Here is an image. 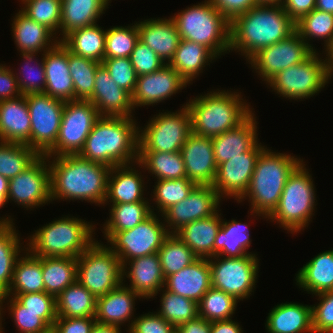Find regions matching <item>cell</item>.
I'll list each match as a JSON object with an SVG mask.
<instances>
[{"label":"cell","mask_w":333,"mask_h":333,"mask_svg":"<svg viewBox=\"0 0 333 333\" xmlns=\"http://www.w3.org/2000/svg\"><path fill=\"white\" fill-rule=\"evenodd\" d=\"M54 158V159H53ZM50 167L51 201L85 200L103 205L111 168L77 155L52 157Z\"/></svg>","instance_id":"obj_1"},{"label":"cell","mask_w":333,"mask_h":333,"mask_svg":"<svg viewBox=\"0 0 333 333\" xmlns=\"http://www.w3.org/2000/svg\"><path fill=\"white\" fill-rule=\"evenodd\" d=\"M296 30L281 4L256 5L230 22V50L247 61L262 48L278 43Z\"/></svg>","instance_id":"obj_2"},{"label":"cell","mask_w":333,"mask_h":333,"mask_svg":"<svg viewBox=\"0 0 333 333\" xmlns=\"http://www.w3.org/2000/svg\"><path fill=\"white\" fill-rule=\"evenodd\" d=\"M133 118L101 116L78 155L110 168L136 163L139 156V126H136Z\"/></svg>","instance_id":"obj_3"},{"label":"cell","mask_w":333,"mask_h":333,"mask_svg":"<svg viewBox=\"0 0 333 333\" xmlns=\"http://www.w3.org/2000/svg\"><path fill=\"white\" fill-rule=\"evenodd\" d=\"M302 162L301 158L265 147L256 161L249 187L238 202L249 197L251 215L268 218L279 203L288 177Z\"/></svg>","instance_id":"obj_4"},{"label":"cell","mask_w":333,"mask_h":333,"mask_svg":"<svg viewBox=\"0 0 333 333\" xmlns=\"http://www.w3.org/2000/svg\"><path fill=\"white\" fill-rule=\"evenodd\" d=\"M217 90L196 96L185 104L194 134L213 138L237 127L253 112L240 93Z\"/></svg>","instance_id":"obj_5"},{"label":"cell","mask_w":333,"mask_h":333,"mask_svg":"<svg viewBox=\"0 0 333 333\" xmlns=\"http://www.w3.org/2000/svg\"><path fill=\"white\" fill-rule=\"evenodd\" d=\"M85 221L74 216L56 219L30 236L26 250L39 257L77 258L95 242L94 225Z\"/></svg>","instance_id":"obj_6"},{"label":"cell","mask_w":333,"mask_h":333,"mask_svg":"<svg viewBox=\"0 0 333 333\" xmlns=\"http://www.w3.org/2000/svg\"><path fill=\"white\" fill-rule=\"evenodd\" d=\"M174 15L181 39L207 47L217 58L230 52V22L209 0Z\"/></svg>","instance_id":"obj_7"},{"label":"cell","mask_w":333,"mask_h":333,"mask_svg":"<svg viewBox=\"0 0 333 333\" xmlns=\"http://www.w3.org/2000/svg\"><path fill=\"white\" fill-rule=\"evenodd\" d=\"M302 162L288 177L279 203L268 217L280 228L294 234L309 225L315 211V188L311 174Z\"/></svg>","instance_id":"obj_8"},{"label":"cell","mask_w":333,"mask_h":333,"mask_svg":"<svg viewBox=\"0 0 333 333\" xmlns=\"http://www.w3.org/2000/svg\"><path fill=\"white\" fill-rule=\"evenodd\" d=\"M77 281L96 298L123 283V266L107 245L95 242L77 257Z\"/></svg>","instance_id":"obj_9"},{"label":"cell","mask_w":333,"mask_h":333,"mask_svg":"<svg viewBox=\"0 0 333 333\" xmlns=\"http://www.w3.org/2000/svg\"><path fill=\"white\" fill-rule=\"evenodd\" d=\"M319 57V53L314 51L303 62L280 71L266 84L288 99L302 100L317 95L331 79L327 57L325 60Z\"/></svg>","instance_id":"obj_10"},{"label":"cell","mask_w":333,"mask_h":333,"mask_svg":"<svg viewBox=\"0 0 333 333\" xmlns=\"http://www.w3.org/2000/svg\"><path fill=\"white\" fill-rule=\"evenodd\" d=\"M144 127H139V152H177L191 133L190 112L183 104L178 112H159Z\"/></svg>","instance_id":"obj_11"},{"label":"cell","mask_w":333,"mask_h":333,"mask_svg":"<svg viewBox=\"0 0 333 333\" xmlns=\"http://www.w3.org/2000/svg\"><path fill=\"white\" fill-rule=\"evenodd\" d=\"M100 117L89 100L66 101L55 146L45 156L51 159L53 156L79 154Z\"/></svg>","instance_id":"obj_12"},{"label":"cell","mask_w":333,"mask_h":333,"mask_svg":"<svg viewBox=\"0 0 333 333\" xmlns=\"http://www.w3.org/2000/svg\"><path fill=\"white\" fill-rule=\"evenodd\" d=\"M256 256L247 254L235 258H221L216 255L208 258L212 287L224 291L238 301L248 299L254 292L259 272V259Z\"/></svg>","instance_id":"obj_13"},{"label":"cell","mask_w":333,"mask_h":333,"mask_svg":"<svg viewBox=\"0 0 333 333\" xmlns=\"http://www.w3.org/2000/svg\"><path fill=\"white\" fill-rule=\"evenodd\" d=\"M169 234L165 224L154 212L134 228L115 232L107 242L123 266L134 258L158 253Z\"/></svg>","instance_id":"obj_14"},{"label":"cell","mask_w":333,"mask_h":333,"mask_svg":"<svg viewBox=\"0 0 333 333\" xmlns=\"http://www.w3.org/2000/svg\"><path fill=\"white\" fill-rule=\"evenodd\" d=\"M26 101L31 118V149L46 155L55 146L65 102L44 93L27 95Z\"/></svg>","instance_id":"obj_15"},{"label":"cell","mask_w":333,"mask_h":333,"mask_svg":"<svg viewBox=\"0 0 333 333\" xmlns=\"http://www.w3.org/2000/svg\"><path fill=\"white\" fill-rule=\"evenodd\" d=\"M313 52L295 30L278 43L259 50L248 62L267 83L280 71L303 62Z\"/></svg>","instance_id":"obj_16"},{"label":"cell","mask_w":333,"mask_h":333,"mask_svg":"<svg viewBox=\"0 0 333 333\" xmlns=\"http://www.w3.org/2000/svg\"><path fill=\"white\" fill-rule=\"evenodd\" d=\"M48 157L40 155L20 174L9 179L7 199L22 208H37L51 203L50 167Z\"/></svg>","instance_id":"obj_17"},{"label":"cell","mask_w":333,"mask_h":333,"mask_svg":"<svg viewBox=\"0 0 333 333\" xmlns=\"http://www.w3.org/2000/svg\"><path fill=\"white\" fill-rule=\"evenodd\" d=\"M221 201L212 185H196L188 197L171 205L160 215L166 222L168 232L175 234L190 222L215 215Z\"/></svg>","instance_id":"obj_18"},{"label":"cell","mask_w":333,"mask_h":333,"mask_svg":"<svg viewBox=\"0 0 333 333\" xmlns=\"http://www.w3.org/2000/svg\"><path fill=\"white\" fill-rule=\"evenodd\" d=\"M260 144L257 143L252 149L242 153V156H235L217 166L212 186L220 198L233 197L238 202L245 195L256 161L265 148Z\"/></svg>","instance_id":"obj_19"},{"label":"cell","mask_w":333,"mask_h":333,"mask_svg":"<svg viewBox=\"0 0 333 333\" xmlns=\"http://www.w3.org/2000/svg\"><path fill=\"white\" fill-rule=\"evenodd\" d=\"M187 82L169 64H165L156 72L137 77L136 86L131 95L135 109L157 104L167 100L173 94L187 87Z\"/></svg>","instance_id":"obj_20"},{"label":"cell","mask_w":333,"mask_h":333,"mask_svg":"<svg viewBox=\"0 0 333 333\" xmlns=\"http://www.w3.org/2000/svg\"><path fill=\"white\" fill-rule=\"evenodd\" d=\"M180 152L187 178L197 185H212L217 172L212 138L191 132Z\"/></svg>","instance_id":"obj_21"},{"label":"cell","mask_w":333,"mask_h":333,"mask_svg":"<svg viewBox=\"0 0 333 333\" xmlns=\"http://www.w3.org/2000/svg\"><path fill=\"white\" fill-rule=\"evenodd\" d=\"M88 100L100 116L133 117L131 95L116 85L102 64L96 70L93 93Z\"/></svg>","instance_id":"obj_22"},{"label":"cell","mask_w":333,"mask_h":333,"mask_svg":"<svg viewBox=\"0 0 333 333\" xmlns=\"http://www.w3.org/2000/svg\"><path fill=\"white\" fill-rule=\"evenodd\" d=\"M42 55L46 75L44 94L64 102L74 100V84L68 66V48L58 41Z\"/></svg>","instance_id":"obj_23"},{"label":"cell","mask_w":333,"mask_h":333,"mask_svg":"<svg viewBox=\"0 0 333 333\" xmlns=\"http://www.w3.org/2000/svg\"><path fill=\"white\" fill-rule=\"evenodd\" d=\"M122 276L123 281L124 276L130 279V285L125 286L129 287L143 299L157 296L158 291L165 284V277L162 272L158 253L137 257L126 262L123 265Z\"/></svg>","instance_id":"obj_24"},{"label":"cell","mask_w":333,"mask_h":333,"mask_svg":"<svg viewBox=\"0 0 333 333\" xmlns=\"http://www.w3.org/2000/svg\"><path fill=\"white\" fill-rule=\"evenodd\" d=\"M141 297L126 287L124 282L107 294L100 296L96 300L95 320L100 324H108L121 328L125 322L129 321L128 330L131 328L135 317V300ZM134 309V310H133Z\"/></svg>","instance_id":"obj_25"},{"label":"cell","mask_w":333,"mask_h":333,"mask_svg":"<svg viewBox=\"0 0 333 333\" xmlns=\"http://www.w3.org/2000/svg\"><path fill=\"white\" fill-rule=\"evenodd\" d=\"M0 141L31 148V118L26 96L0 100Z\"/></svg>","instance_id":"obj_26"},{"label":"cell","mask_w":333,"mask_h":333,"mask_svg":"<svg viewBox=\"0 0 333 333\" xmlns=\"http://www.w3.org/2000/svg\"><path fill=\"white\" fill-rule=\"evenodd\" d=\"M212 287L208 258H198L192 264L165 279L164 288L199 303Z\"/></svg>","instance_id":"obj_27"},{"label":"cell","mask_w":333,"mask_h":333,"mask_svg":"<svg viewBox=\"0 0 333 333\" xmlns=\"http://www.w3.org/2000/svg\"><path fill=\"white\" fill-rule=\"evenodd\" d=\"M257 137V122L253 112L237 127L213 137L217 166L252 149L259 142Z\"/></svg>","instance_id":"obj_28"},{"label":"cell","mask_w":333,"mask_h":333,"mask_svg":"<svg viewBox=\"0 0 333 333\" xmlns=\"http://www.w3.org/2000/svg\"><path fill=\"white\" fill-rule=\"evenodd\" d=\"M137 27L139 40L155 51L164 63L168 64L181 40L175 21L171 17L169 19L151 18L137 22Z\"/></svg>","instance_id":"obj_29"},{"label":"cell","mask_w":333,"mask_h":333,"mask_svg":"<svg viewBox=\"0 0 333 333\" xmlns=\"http://www.w3.org/2000/svg\"><path fill=\"white\" fill-rule=\"evenodd\" d=\"M134 164L118 165L111 168L104 205H107V202L122 204L148 201L145 200L147 198L143 197L145 190L143 175L141 176V171L139 172L135 167L132 168V166H136Z\"/></svg>","instance_id":"obj_30"},{"label":"cell","mask_w":333,"mask_h":333,"mask_svg":"<svg viewBox=\"0 0 333 333\" xmlns=\"http://www.w3.org/2000/svg\"><path fill=\"white\" fill-rule=\"evenodd\" d=\"M265 327L269 333H314L312 305L295 302L277 304L268 313Z\"/></svg>","instance_id":"obj_31"},{"label":"cell","mask_w":333,"mask_h":333,"mask_svg":"<svg viewBox=\"0 0 333 333\" xmlns=\"http://www.w3.org/2000/svg\"><path fill=\"white\" fill-rule=\"evenodd\" d=\"M11 28L20 54L44 53L58 42L59 37L53 36L48 28L29 18L21 10L14 16Z\"/></svg>","instance_id":"obj_32"},{"label":"cell","mask_w":333,"mask_h":333,"mask_svg":"<svg viewBox=\"0 0 333 333\" xmlns=\"http://www.w3.org/2000/svg\"><path fill=\"white\" fill-rule=\"evenodd\" d=\"M222 224L219 211L208 218L190 222L175 235L185 243L198 258L214 257V243Z\"/></svg>","instance_id":"obj_33"},{"label":"cell","mask_w":333,"mask_h":333,"mask_svg":"<svg viewBox=\"0 0 333 333\" xmlns=\"http://www.w3.org/2000/svg\"><path fill=\"white\" fill-rule=\"evenodd\" d=\"M108 0H61L60 37L62 41L74 30L93 25L105 13Z\"/></svg>","instance_id":"obj_34"},{"label":"cell","mask_w":333,"mask_h":333,"mask_svg":"<svg viewBox=\"0 0 333 333\" xmlns=\"http://www.w3.org/2000/svg\"><path fill=\"white\" fill-rule=\"evenodd\" d=\"M296 285L308 294L333 290V249L313 257L296 274Z\"/></svg>","instance_id":"obj_35"},{"label":"cell","mask_w":333,"mask_h":333,"mask_svg":"<svg viewBox=\"0 0 333 333\" xmlns=\"http://www.w3.org/2000/svg\"><path fill=\"white\" fill-rule=\"evenodd\" d=\"M217 57L205 46L181 39L173 58L168 63L190 84L206 65Z\"/></svg>","instance_id":"obj_36"},{"label":"cell","mask_w":333,"mask_h":333,"mask_svg":"<svg viewBox=\"0 0 333 333\" xmlns=\"http://www.w3.org/2000/svg\"><path fill=\"white\" fill-rule=\"evenodd\" d=\"M250 237L246 223H240L235 219L229 222L222 219L221 228L215 238L214 256L235 258L247 254L256 255L248 251L251 245Z\"/></svg>","instance_id":"obj_37"},{"label":"cell","mask_w":333,"mask_h":333,"mask_svg":"<svg viewBox=\"0 0 333 333\" xmlns=\"http://www.w3.org/2000/svg\"><path fill=\"white\" fill-rule=\"evenodd\" d=\"M26 253L15 263L12 281L6 296L16 297L19 294L44 291L41 257L34 256L27 250Z\"/></svg>","instance_id":"obj_38"},{"label":"cell","mask_w":333,"mask_h":333,"mask_svg":"<svg viewBox=\"0 0 333 333\" xmlns=\"http://www.w3.org/2000/svg\"><path fill=\"white\" fill-rule=\"evenodd\" d=\"M44 291L57 297L77 281V258L41 257Z\"/></svg>","instance_id":"obj_39"},{"label":"cell","mask_w":333,"mask_h":333,"mask_svg":"<svg viewBox=\"0 0 333 333\" xmlns=\"http://www.w3.org/2000/svg\"><path fill=\"white\" fill-rule=\"evenodd\" d=\"M106 30L97 23L69 33L61 42L75 55L102 63L105 53Z\"/></svg>","instance_id":"obj_40"},{"label":"cell","mask_w":333,"mask_h":333,"mask_svg":"<svg viewBox=\"0 0 333 333\" xmlns=\"http://www.w3.org/2000/svg\"><path fill=\"white\" fill-rule=\"evenodd\" d=\"M110 216L103 225V233L108 240L115 232L130 230L154 213L148 201L112 204ZM153 207V209H151Z\"/></svg>","instance_id":"obj_41"},{"label":"cell","mask_w":333,"mask_h":333,"mask_svg":"<svg viewBox=\"0 0 333 333\" xmlns=\"http://www.w3.org/2000/svg\"><path fill=\"white\" fill-rule=\"evenodd\" d=\"M97 298L78 281L56 297L57 316L94 317Z\"/></svg>","instance_id":"obj_42"},{"label":"cell","mask_w":333,"mask_h":333,"mask_svg":"<svg viewBox=\"0 0 333 333\" xmlns=\"http://www.w3.org/2000/svg\"><path fill=\"white\" fill-rule=\"evenodd\" d=\"M137 167L148 170L157 180L179 179L186 176V170L180 151L165 152H139Z\"/></svg>","instance_id":"obj_43"},{"label":"cell","mask_w":333,"mask_h":333,"mask_svg":"<svg viewBox=\"0 0 333 333\" xmlns=\"http://www.w3.org/2000/svg\"><path fill=\"white\" fill-rule=\"evenodd\" d=\"M14 225H0V293L6 294L9 290L14 266L21 256V251L26 250Z\"/></svg>","instance_id":"obj_44"},{"label":"cell","mask_w":333,"mask_h":333,"mask_svg":"<svg viewBox=\"0 0 333 333\" xmlns=\"http://www.w3.org/2000/svg\"><path fill=\"white\" fill-rule=\"evenodd\" d=\"M296 31L306 44L313 50L309 41L317 38L325 39V52L333 45V14L314 9L295 23Z\"/></svg>","instance_id":"obj_45"},{"label":"cell","mask_w":333,"mask_h":333,"mask_svg":"<svg viewBox=\"0 0 333 333\" xmlns=\"http://www.w3.org/2000/svg\"><path fill=\"white\" fill-rule=\"evenodd\" d=\"M4 299L10 303L7 310L14 319L18 333H46L51 330L57 319V312L26 311L15 297L4 294Z\"/></svg>","instance_id":"obj_46"},{"label":"cell","mask_w":333,"mask_h":333,"mask_svg":"<svg viewBox=\"0 0 333 333\" xmlns=\"http://www.w3.org/2000/svg\"><path fill=\"white\" fill-rule=\"evenodd\" d=\"M158 255L165 279L198 259L175 234H169L165 238Z\"/></svg>","instance_id":"obj_47"},{"label":"cell","mask_w":333,"mask_h":333,"mask_svg":"<svg viewBox=\"0 0 333 333\" xmlns=\"http://www.w3.org/2000/svg\"><path fill=\"white\" fill-rule=\"evenodd\" d=\"M158 314L175 328L198 317V303L162 288Z\"/></svg>","instance_id":"obj_48"},{"label":"cell","mask_w":333,"mask_h":333,"mask_svg":"<svg viewBox=\"0 0 333 333\" xmlns=\"http://www.w3.org/2000/svg\"><path fill=\"white\" fill-rule=\"evenodd\" d=\"M39 156L26 144L0 141V174L11 179L30 166Z\"/></svg>","instance_id":"obj_49"},{"label":"cell","mask_w":333,"mask_h":333,"mask_svg":"<svg viewBox=\"0 0 333 333\" xmlns=\"http://www.w3.org/2000/svg\"><path fill=\"white\" fill-rule=\"evenodd\" d=\"M101 63L75 55L68 49V66L74 84V100H88L93 93L97 68Z\"/></svg>","instance_id":"obj_50"},{"label":"cell","mask_w":333,"mask_h":333,"mask_svg":"<svg viewBox=\"0 0 333 333\" xmlns=\"http://www.w3.org/2000/svg\"><path fill=\"white\" fill-rule=\"evenodd\" d=\"M238 302L233 296L211 287L198 303V317L209 322L232 319Z\"/></svg>","instance_id":"obj_51"},{"label":"cell","mask_w":333,"mask_h":333,"mask_svg":"<svg viewBox=\"0 0 333 333\" xmlns=\"http://www.w3.org/2000/svg\"><path fill=\"white\" fill-rule=\"evenodd\" d=\"M155 183L157 184L153 186V199L151 200L155 201L153 204H156V208H158H155V210H159L158 213L160 212L161 214L171 205L188 197L192 189L197 185L187 177L157 180Z\"/></svg>","instance_id":"obj_52"},{"label":"cell","mask_w":333,"mask_h":333,"mask_svg":"<svg viewBox=\"0 0 333 333\" xmlns=\"http://www.w3.org/2000/svg\"><path fill=\"white\" fill-rule=\"evenodd\" d=\"M139 40L137 22L132 26L106 29L104 58H130Z\"/></svg>","instance_id":"obj_53"},{"label":"cell","mask_w":333,"mask_h":333,"mask_svg":"<svg viewBox=\"0 0 333 333\" xmlns=\"http://www.w3.org/2000/svg\"><path fill=\"white\" fill-rule=\"evenodd\" d=\"M21 11L48 28L54 36L60 32L61 0H21Z\"/></svg>","instance_id":"obj_54"},{"label":"cell","mask_w":333,"mask_h":333,"mask_svg":"<svg viewBox=\"0 0 333 333\" xmlns=\"http://www.w3.org/2000/svg\"><path fill=\"white\" fill-rule=\"evenodd\" d=\"M37 54L38 53L20 54L22 55L21 57L25 59L23 63L25 65L22 66L23 68L21 67L22 71L20 73V76H18L16 72L14 74L21 95L27 96L30 94H42L45 91L46 75L44 69V62L43 58L41 59V63H38V60L34 59V56H37ZM31 62H35V65L37 67H34L35 65L31 66ZM21 74L23 75V77Z\"/></svg>","instance_id":"obj_55"},{"label":"cell","mask_w":333,"mask_h":333,"mask_svg":"<svg viewBox=\"0 0 333 333\" xmlns=\"http://www.w3.org/2000/svg\"><path fill=\"white\" fill-rule=\"evenodd\" d=\"M101 64L109 72L116 85L130 95L133 94L138 76L130 58H104Z\"/></svg>","instance_id":"obj_56"},{"label":"cell","mask_w":333,"mask_h":333,"mask_svg":"<svg viewBox=\"0 0 333 333\" xmlns=\"http://www.w3.org/2000/svg\"><path fill=\"white\" fill-rule=\"evenodd\" d=\"M316 296L320 302L312 305V329L314 333H326L333 327V290Z\"/></svg>","instance_id":"obj_57"},{"label":"cell","mask_w":333,"mask_h":333,"mask_svg":"<svg viewBox=\"0 0 333 333\" xmlns=\"http://www.w3.org/2000/svg\"><path fill=\"white\" fill-rule=\"evenodd\" d=\"M130 60L137 76L156 72L166 64L155 51L140 40L136 43L131 53Z\"/></svg>","instance_id":"obj_58"},{"label":"cell","mask_w":333,"mask_h":333,"mask_svg":"<svg viewBox=\"0 0 333 333\" xmlns=\"http://www.w3.org/2000/svg\"><path fill=\"white\" fill-rule=\"evenodd\" d=\"M128 333H176V328L157 312H150L134 318Z\"/></svg>","instance_id":"obj_59"},{"label":"cell","mask_w":333,"mask_h":333,"mask_svg":"<svg viewBox=\"0 0 333 333\" xmlns=\"http://www.w3.org/2000/svg\"><path fill=\"white\" fill-rule=\"evenodd\" d=\"M26 311L57 312L56 297L43 292L19 294L15 297Z\"/></svg>","instance_id":"obj_60"},{"label":"cell","mask_w":333,"mask_h":333,"mask_svg":"<svg viewBox=\"0 0 333 333\" xmlns=\"http://www.w3.org/2000/svg\"><path fill=\"white\" fill-rule=\"evenodd\" d=\"M95 322L94 317L68 318L57 316L51 329L54 333H90Z\"/></svg>","instance_id":"obj_61"},{"label":"cell","mask_w":333,"mask_h":333,"mask_svg":"<svg viewBox=\"0 0 333 333\" xmlns=\"http://www.w3.org/2000/svg\"><path fill=\"white\" fill-rule=\"evenodd\" d=\"M211 4L231 22L240 14L257 5L256 0H209Z\"/></svg>","instance_id":"obj_62"},{"label":"cell","mask_w":333,"mask_h":333,"mask_svg":"<svg viewBox=\"0 0 333 333\" xmlns=\"http://www.w3.org/2000/svg\"><path fill=\"white\" fill-rule=\"evenodd\" d=\"M0 64V100L13 99L21 95L13 69Z\"/></svg>","instance_id":"obj_63"},{"label":"cell","mask_w":333,"mask_h":333,"mask_svg":"<svg viewBox=\"0 0 333 333\" xmlns=\"http://www.w3.org/2000/svg\"><path fill=\"white\" fill-rule=\"evenodd\" d=\"M281 6L296 23L301 17L315 9L316 0H282Z\"/></svg>","instance_id":"obj_64"},{"label":"cell","mask_w":333,"mask_h":333,"mask_svg":"<svg viewBox=\"0 0 333 333\" xmlns=\"http://www.w3.org/2000/svg\"><path fill=\"white\" fill-rule=\"evenodd\" d=\"M211 322L197 317L176 328V333H210Z\"/></svg>","instance_id":"obj_65"},{"label":"cell","mask_w":333,"mask_h":333,"mask_svg":"<svg viewBox=\"0 0 333 333\" xmlns=\"http://www.w3.org/2000/svg\"><path fill=\"white\" fill-rule=\"evenodd\" d=\"M210 333H243V330L238 322L229 319L211 322Z\"/></svg>","instance_id":"obj_66"},{"label":"cell","mask_w":333,"mask_h":333,"mask_svg":"<svg viewBox=\"0 0 333 333\" xmlns=\"http://www.w3.org/2000/svg\"><path fill=\"white\" fill-rule=\"evenodd\" d=\"M90 333H122L121 328L108 324H100L95 322Z\"/></svg>","instance_id":"obj_67"},{"label":"cell","mask_w":333,"mask_h":333,"mask_svg":"<svg viewBox=\"0 0 333 333\" xmlns=\"http://www.w3.org/2000/svg\"><path fill=\"white\" fill-rule=\"evenodd\" d=\"M315 9L333 14V0H316Z\"/></svg>","instance_id":"obj_68"},{"label":"cell","mask_w":333,"mask_h":333,"mask_svg":"<svg viewBox=\"0 0 333 333\" xmlns=\"http://www.w3.org/2000/svg\"><path fill=\"white\" fill-rule=\"evenodd\" d=\"M328 71L330 76H333V45L326 51Z\"/></svg>","instance_id":"obj_69"},{"label":"cell","mask_w":333,"mask_h":333,"mask_svg":"<svg viewBox=\"0 0 333 333\" xmlns=\"http://www.w3.org/2000/svg\"><path fill=\"white\" fill-rule=\"evenodd\" d=\"M7 194L8 189H0V209L4 207L8 202Z\"/></svg>","instance_id":"obj_70"},{"label":"cell","mask_w":333,"mask_h":333,"mask_svg":"<svg viewBox=\"0 0 333 333\" xmlns=\"http://www.w3.org/2000/svg\"><path fill=\"white\" fill-rule=\"evenodd\" d=\"M4 303H6L5 302V299H4V294H1L0 293V333H3L2 331H3V328H2V319H3V317H2V314H3V310H4V308H3V304ZM2 317V318H1Z\"/></svg>","instance_id":"obj_71"},{"label":"cell","mask_w":333,"mask_h":333,"mask_svg":"<svg viewBox=\"0 0 333 333\" xmlns=\"http://www.w3.org/2000/svg\"><path fill=\"white\" fill-rule=\"evenodd\" d=\"M257 5H278L282 0H256Z\"/></svg>","instance_id":"obj_72"},{"label":"cell","mask_w":333,"mask_h":333,"mask_svg":"<svg viewBox=\"0 0 333 333\" xmlns=\"http://www.w3.org/2000/svg\"><path fill=\"white\" fill-rule=\"evenodd\" d=\"M9 179L0 174V189H8Z\"/></svg>","instance_id":"obj_73"},{"label":"cell","mask_w":333,"mask_h":333,"mask_svg":"<svg viewBox=\"0 0 333 333\" xmlns=\"http://www.w3.org/2000/svg\"><path fill=\"white\" fill-rule=\"evenodd\" d=\"M3 218V219H2ZM0 217V225H15L13 223V219L11 218V216L7 217V218H4V217Z\"/></svg>","instance_id":"obj_74"},{"label":"cell","mask_w":333,"mask_h":333,"mask_svg":"<svg viewBox=\"0 0 333 333\" xmlns=\"http://www.w3.org/2000/svg\"><path fill=\"white\" fill-rule=\"evenodd\" d=\"M326 333H333V327L330 330H328Z\"/></svg>","instance_id":"obj_75"},{"label":"cell","mask_w":333,"mask_h":333,"mask_svg":"<svg viewBox=\"0 0 333 333\" xmlns=\"http://www.w3.org/2000/svg\"><path fill=\"white\" fill-rule=\"evenodd\" d=\"M46 333H54V331L51 329V330H49V331L46 332Z\"/></svg>","instance_id":"obj_76"}]
</instances>
